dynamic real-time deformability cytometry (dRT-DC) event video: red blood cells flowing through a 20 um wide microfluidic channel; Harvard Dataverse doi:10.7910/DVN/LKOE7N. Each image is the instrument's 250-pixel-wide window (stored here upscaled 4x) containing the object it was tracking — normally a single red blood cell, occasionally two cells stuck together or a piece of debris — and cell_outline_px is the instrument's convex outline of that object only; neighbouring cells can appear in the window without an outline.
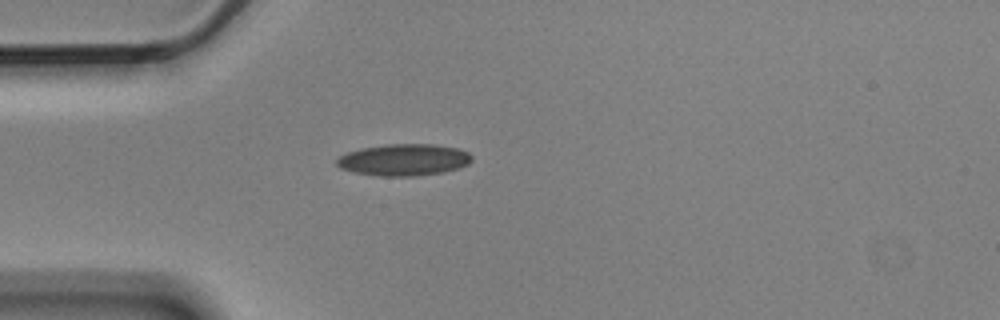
{"species": "Egyptian fruit bat (a non-hibernating species)", "species_latin": "Rousettus aegyptiacus", "temperature_condition": "cold", "stored_images_in_passage": 1, "camera_frame_rate_fps": 3000, "um_per_image_px": 0.085, "animal": {"sex": "male"}, "frame": {"image": 1, "passage_image": 1, "time_ms": 0.0, "image_size_px": [1000, 320], "cell_outline_px": [[472, 160], [468, 164], [460, 168], [444, 172], [416, 176], [380, 176], [352, 172], [340, 168], [336, 164], [336, 160], [340, 156], [348, 152], [360, 148], [388, 144], [436, 144], [460, 148], [468, 152], [472, 156]], "centroid_in_image_um": [34.35, 13.58], "position_along_channel_um": 50.6, "area_um2": 25.26}}